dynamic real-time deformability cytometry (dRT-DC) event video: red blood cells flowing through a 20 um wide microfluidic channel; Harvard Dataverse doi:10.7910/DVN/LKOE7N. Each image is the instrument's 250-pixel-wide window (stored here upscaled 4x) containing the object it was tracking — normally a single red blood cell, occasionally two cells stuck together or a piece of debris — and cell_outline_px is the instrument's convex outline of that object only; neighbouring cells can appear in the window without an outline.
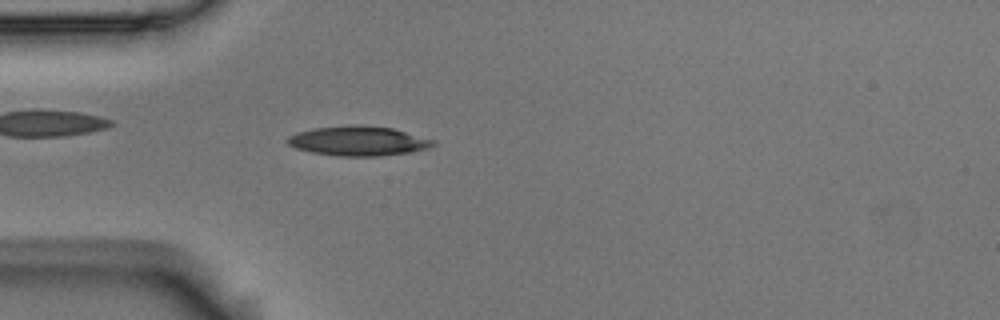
{"species": "Egyptian fruit bat (a non-hibernating species)", "species_latin": "Rousettus aegyptiacus", "temperature_condition": "room temperature", "stored_images_in_passage": 50, "camera_frame_rate_fps": 3000, "um_per_image_px": 0.085, "animal": {"sex": "male"}, "frame": {"image": 1, "passage_image": 11, "time_ms": 3.333, "image_size_px": [1000, 320], "cell_outline_px": [[436, 144], [428, 148], [412, 152], [380, 156], [340, 156], [312, 152], [296, 148], [288, 144], [288, 136], [296, 132], [312, 128], [348, 124], [356, 124], [392, 128], [436, 140]], "centroid_in_image_um": [30.47, 11.97], "position_along_channel_um": 54.5, "area_um2": 25.32}}
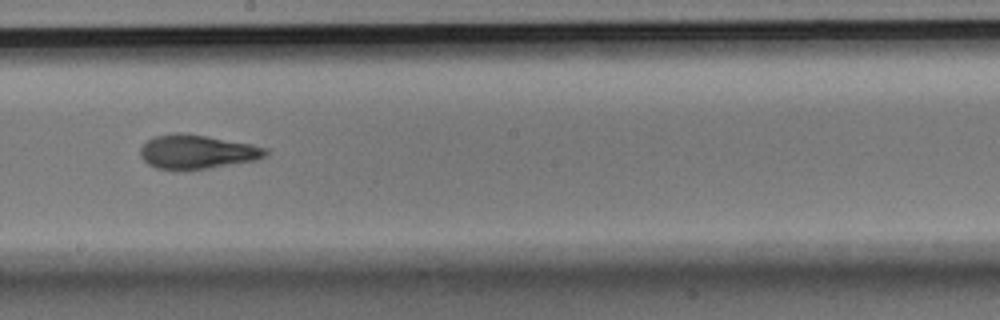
{"frame": {"image": 2, "passage_image": 26, "time_ms": 8.333, "image_size_px": [1000, 320], "cell_outline_px": [[268, 152], [264, 156], [256, 160], [208, 168], [156, 168], [148, 164], [140, 156], [140, 148], [148, 140], [156, 136], [172, 132], [180, 132], [252, 144], [268, 148]], "centroid_in_image_um": [16.75, 12.88], "position_along_channel_um": 231.5, "area_um2": 24.33}}
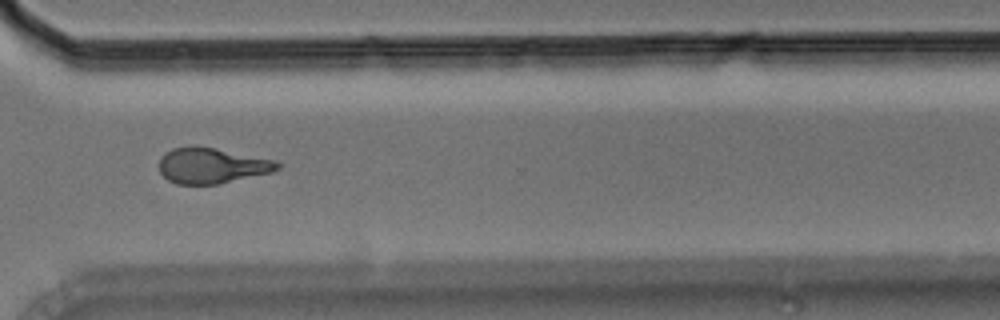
{"frame": {"image": 3, "passage_image": 36, "time_ms": 11.667, "image_size_px": [1000, 320], "cell_outline_px": [[284, 164], [280, 168], [272, 172], [216, 184], [176, 184], [168, 180], [160, 172], [160, 156], [164, 152], [172, 148], [192, 144], [276, 160]], "centroid_in_image_um": [17.99, 14.06], "position_along_channel_um": 352.6, "area_um2": 24.68}, "authors_computed_cell_mechanics": {"area_um2": 24.5072, "velocity_mm_per_s": 3.6366, "shape_relaxation_time_tau1_ms": 3.4911, "shape_relaxation_time_tau2_ms": 2.3187, "deformation_change_tau1": 0.1821, "deformation_change_tau2": 0.1162}}